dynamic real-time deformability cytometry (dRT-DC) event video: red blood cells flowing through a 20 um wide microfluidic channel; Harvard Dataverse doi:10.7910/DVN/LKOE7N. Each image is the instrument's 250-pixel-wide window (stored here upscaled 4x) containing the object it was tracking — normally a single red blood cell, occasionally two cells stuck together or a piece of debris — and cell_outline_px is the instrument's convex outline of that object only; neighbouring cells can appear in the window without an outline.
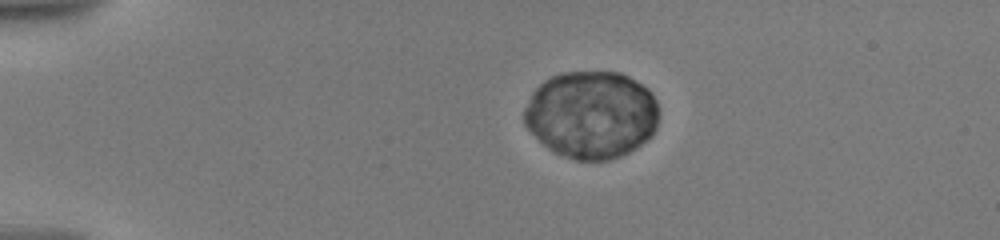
{"species": "human", "species_latin": "Homo sapiens", "temperature_condition": "warm", "stored_images_in_passage": 25, "camera_frame_rate_fps": 3000, "um_per_image_px": 0.085, "donor": {"sex": "male"}, "frame": {"image": 1, "passage_image": 9, "time_ms": 4.0, "image_size_px": [1000, 240], "cell_outline_px": [[656, 128], [652, 136], [628, 152], [620, 156], [608, 160], [576, 160], [556, 152], [544, 144], [524, 124], [524, 108], [532, 92], [544, 80], [552, 76], [564, 72], [620, 72], [628, 76], [640, 84], [656, 100]], "centroid_in_image_um": [50.24, 9.74], "position_along_channel_um": 34.8, "area_um2": 67.97}}